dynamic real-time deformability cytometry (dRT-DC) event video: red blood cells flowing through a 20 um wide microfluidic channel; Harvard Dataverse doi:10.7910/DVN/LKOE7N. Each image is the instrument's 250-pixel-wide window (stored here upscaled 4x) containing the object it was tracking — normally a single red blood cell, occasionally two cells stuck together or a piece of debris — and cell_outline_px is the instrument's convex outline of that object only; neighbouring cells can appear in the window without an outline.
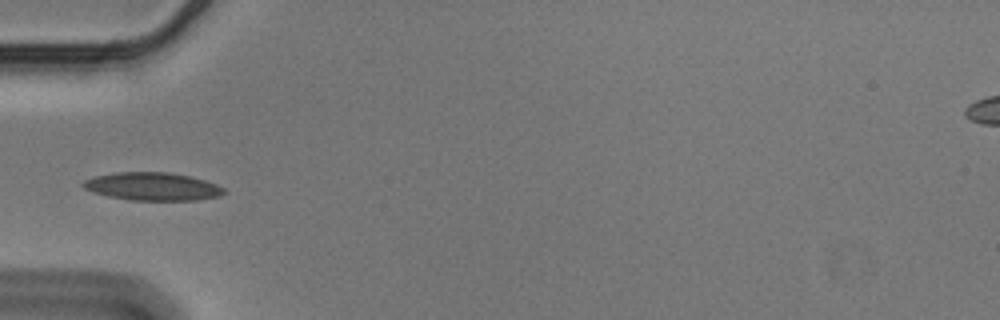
{"species": "Egyptian fruit bat (a non-hibernating species)", "species_latin": "Rousettus aegyptiacus", "temperature_condition": "cold", "stored_images_in_passage": 38, "camera_frame_rate_fps": 3000, "um_per_image_px": 0.085, "animal": {"sex": "male"}, "frame": {"image": 1, "passage_image": 1, "time_ms": 0.0, "image_size_px": [1000, 320], "cell_outline_px": [[224, 192], [220, 196], [196, 200], [128, 200], [108, 196], [92, 192], [84, 188], [80, 184], [84, 180], [96, 176], [112, 172], [168, 172], [188, 176], [204, 180], [216, 184], [224, 188]], "centroid_in_image_um": [12.92, 15.85], "position_along_channel_um": 72.1, "area_um2": 22.95}}
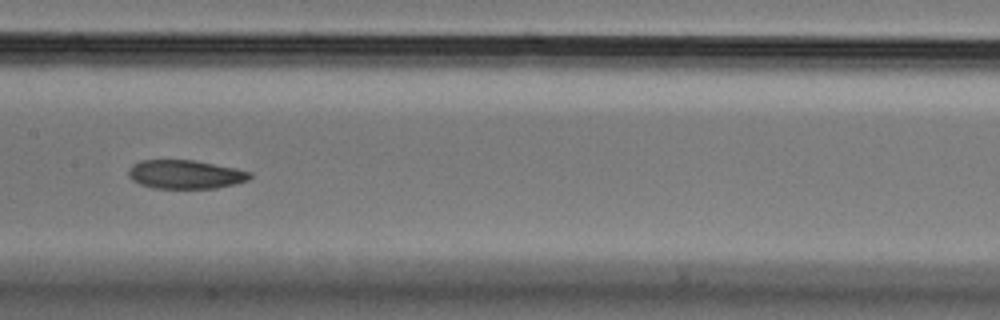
{"frame": {"image": 2, "passage_image": 11, "time_ms": 3.333, "image_size_px": [1000, 320], "cell_outline_px": [[252, 176], [248, 180], [236, 184], [216, 188], [152, 188], [140, 184], [132, 180], [128, 176], [128, 168], [132, 164], [140, 160], [196, 160], [236, 168], [252, 172]], "centroid_in_image_um": [15.75, 14.82], "position_along_channel_um": 191.6, "area_um2": 20.58}}
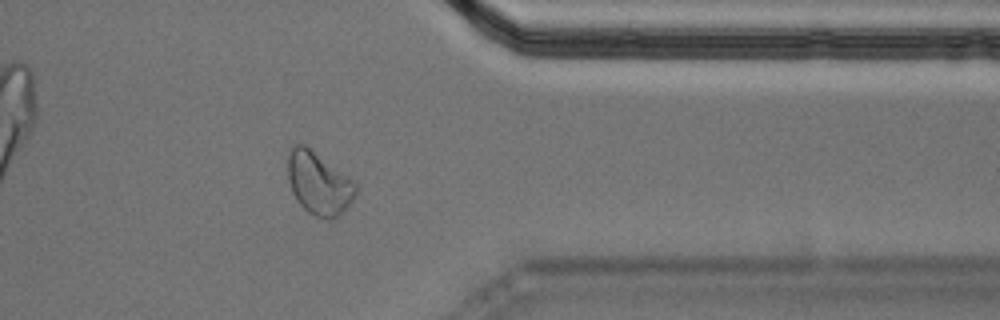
{"frame": {"image": 3, "passage_image": 28, "time_ms": 9.0, "image_size_px": [1000, 320], "cell_outline_px": [[356, 192], [352, 200], [344, 212], [340, 216], [332, 220], [328, 220], [316, 216], [308, 212], [296, 200], [292, 192], [288, 180], [288, 152], [296, 144], [304, 144], [352, 180], [356, 184]], "centroid_in_image_um": [27.08, 15.62], "position_along_channel_um": 384.3, "area_um2": 24.57}, "authors_computed_cell_mechanics": {"area_um2": 21.3282, "velocity_mm_per_s": 3.5571, "shape_relaxation_time_tau1_ms": 3.9481, "shape_relaxation_time_tau2_ms": 3.8523, "deformation_change_tau1": 0.0966, "deformation_change_tau2": 0.0854}}